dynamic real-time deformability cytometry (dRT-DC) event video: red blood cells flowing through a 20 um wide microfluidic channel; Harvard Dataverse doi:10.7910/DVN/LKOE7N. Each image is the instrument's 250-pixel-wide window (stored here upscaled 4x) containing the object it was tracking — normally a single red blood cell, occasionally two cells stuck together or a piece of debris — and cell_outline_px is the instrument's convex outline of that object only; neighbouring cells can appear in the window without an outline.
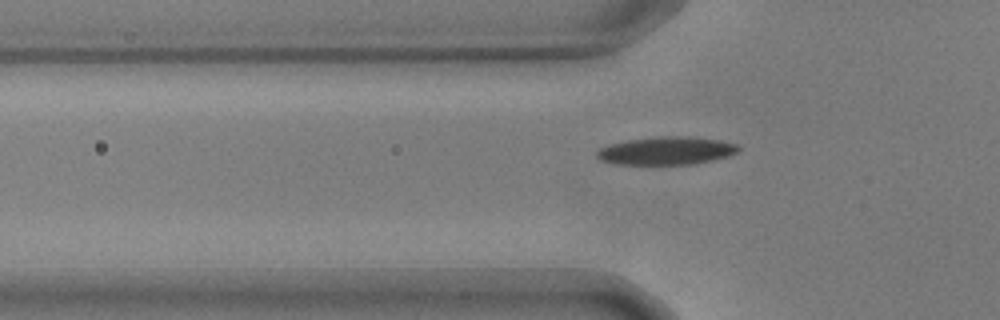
{"species": "common noctule bat (a hibernating species)", "species_latin": "Nyctalus noctula", "temperature_condition": "warm", "stored_images_in_passage": 40, "camera_frame_rate_fps": 3000, "um_per_image_px": 0.085, "animal": {"sex": "male", "body_mass_g": 17.9, "forearm_length_mm": 54.2}, "frame": {"image": 1, "passage_image": 3, "time_ms": 0.667, "image_size_px": [1000, 320], "cell_outline_px": [[740, 148], [736, 152], [728, 156], [696, 164], [616, 164], [600, 160], [596, 156], [596, 152], [600, 148], [608, 144], [628, 140], [656, 136], [692, 136], [720, 140], [736, 144]], "centroid_in_image_um": [56.63, 12.8], "position_along_channel_um": 69.2, "area_um2": 23.18}}
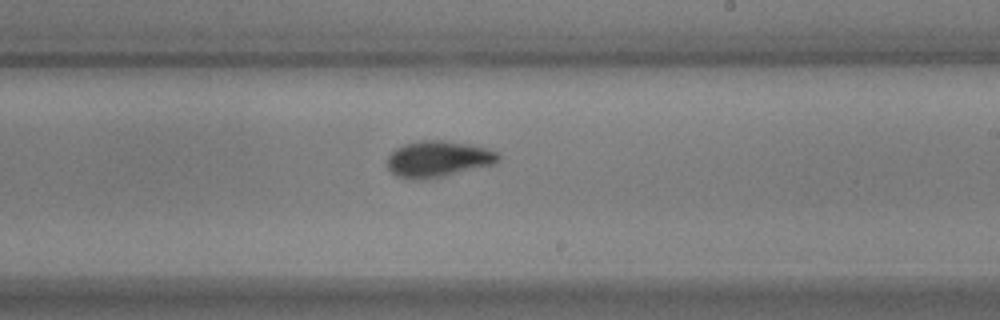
{"frame": {"image": 2, "passage_image": 18, "time_ms": 5.667, "image_size_px": [1000, 320], "cell_outline_px": [[500, 160], [496, 164], [444, 176], [424, 180], [412, 180], [396, 176], [388, 168], [388, 156], [396, 148], [404, 144], [420, 140], [444, 140], [472, 144], [496, 152], [500, 156]], "centroid_in_image_um": [37.25, 13.52], "position_along_channel_um": 251.8, "area_um2": 23.64}}
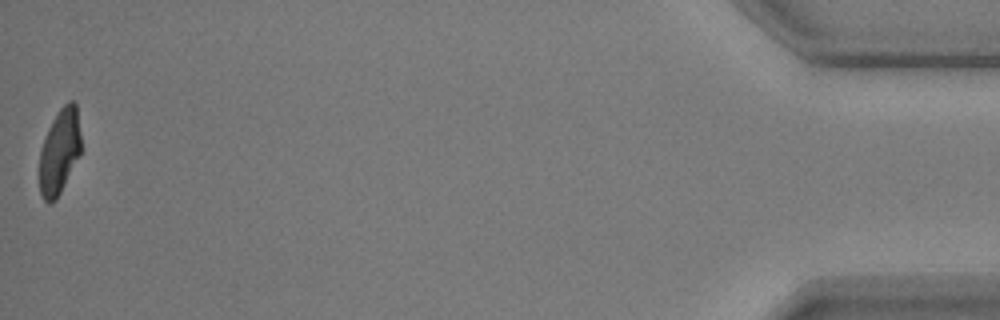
{"frame": {"image": 3, "passage_image": 40, "time_ms": 13.0, "image_size_px": [1000, 320], "cell_outline_px": [[80, 152], [56, 200], [52, 204], [48, 204], [44, 200], [40, 192], [40, 152], [48, 128], [52, 120], [60, 108], [68, 100], [72, 100], [76, 104], [80, 136]], "centroid_in_image_um": [5.04, 12.87], "position_along_channel_um": 430.2, "area_um2": 20.17}, "authors_computed_cell_mechanics": {"area_um2": 22.6287, "velocity_mm_per_s": 3.6508, "shape_relaxation_time_tau1_ms": 3.1385, "shape_relaxation_time_tau2_ms": 1.4935, "deformation_change_tau1": 0.1589, "deformation_change_tau2": 0.0626}}